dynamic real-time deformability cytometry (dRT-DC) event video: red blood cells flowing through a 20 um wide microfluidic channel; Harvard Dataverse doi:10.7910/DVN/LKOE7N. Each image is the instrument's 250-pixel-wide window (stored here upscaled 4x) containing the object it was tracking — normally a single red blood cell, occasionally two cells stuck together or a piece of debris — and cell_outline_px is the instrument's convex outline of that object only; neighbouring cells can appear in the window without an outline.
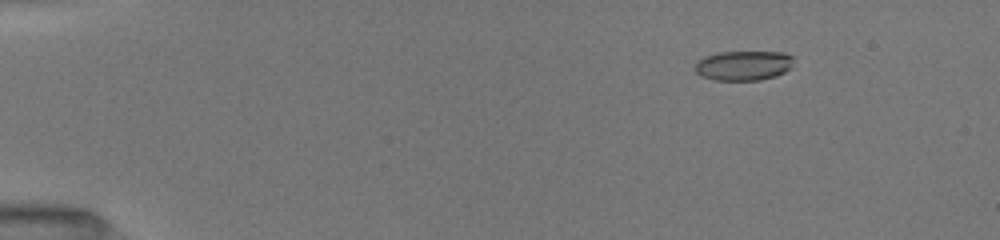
{"species": "common noctule bat (a hibernating species)", "species_latin": "Nyctalus noctula", "temperature_condition": "room temperature", "stored_images_in_passage": 49, "camera_frame_rate_fps": 3000, "um_per_image_px": 0.085, "animal": {"sex": "female", "body_mass_g": 19.5, "forearm_length_mm": 54.1}, "frame": {"image": 1, "passage_image": 5, "time_ms": 1.333, "image_size_px": [1000, 240], "cell_outline_px": [[792, 68], [776, 76], [760, 80], [716, 80], [700, 76], [696, 72], [696, 64], [704, 56], [720, 52], [784, 52], [792, 56]], "centroid_in_image_um": [63.22, 5.57], "position_along_channel_um": 21.8, "area_um2": 17.05}}
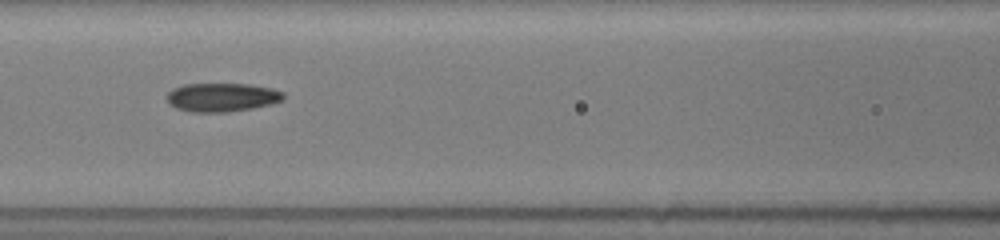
{"frame": {"image": 2, "passage_image": 22, "time_ms": 7.0, "image_size_px": [1000, 240], "cell_outline_px": [[284, 100], [272, 104], [252, 108], [228, 112], [192, 112], [176, 108], [168, 104], [168, 92], [172, 88], [184, 84], [248, 84], [272, 88], [284, 92]], "centroid_in_image_um": [18.88, 8.27], "position_along_channel_um": 147.7, "area_um2": 19.59}}
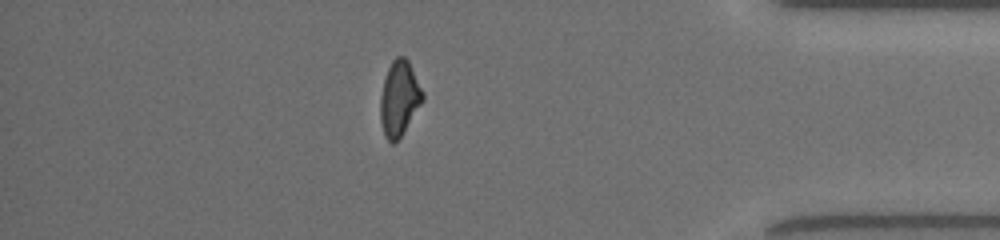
{"frame": {"image": 3, "passage_image": 43, "time_ms": 14.0, "image_size_px": [1000, 240], "cell_outline_px": [[424, 100], [400, 136], [392, 144], [384, 136], [380, 120], [380, 96], [384, 80], [388, 68], [392, 60], [396, 56], [404, 56], [408, 60], [424, 92]], "centroid_in_image_um": [33.94, 8.34], "position_along_channel_um": 401.3, "area_um2": 18.44}, "authors_computed_cell_mechanics": {"area_um2": 18.6694, "velocity_mm_per_s": 4.0616, "shape_relaxation_time_tau1_ms": null, "shape_relaxation_time_tau2_ms": 3.4754, "deformation_change_tau1": null, "deformation_change_tau2": 0.112}}